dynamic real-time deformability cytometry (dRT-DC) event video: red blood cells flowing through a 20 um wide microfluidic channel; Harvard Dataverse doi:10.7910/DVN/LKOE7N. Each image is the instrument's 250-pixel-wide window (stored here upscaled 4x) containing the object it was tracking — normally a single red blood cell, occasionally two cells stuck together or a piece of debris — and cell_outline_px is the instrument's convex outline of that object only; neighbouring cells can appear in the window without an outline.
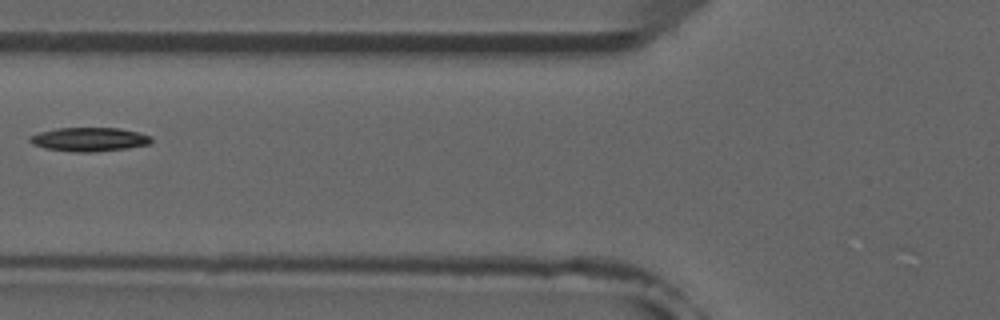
{"species": "common noctule bat (a hibernating species)", "species_latin": "Nyctalus noctula", "temperature_condition": "room temperature", "stored_images_in_passage": 6, "camera_frame_rate_fps": 3000, "um_per_image_px": 0.085, "animal": {"sex": "male", "forearm_length_mm": 52.5}, "frame": {"image": 1, "passage_image": 6, "time_ms": 6.333, "image_size_px": [1000, 320], "cell_outline_px": [[152, 140], [148, 144], [124, 148], [92, 152], [76, 152], [44, 148], [32, 144], [28, 140], [28, 136], [40, 132], [56, 128], [120, 128], [152, 136]], "centroid_in_image_um": [7.53, 11.84], "position_along_channel_um": 118.3, "area_um2": 16.76}}